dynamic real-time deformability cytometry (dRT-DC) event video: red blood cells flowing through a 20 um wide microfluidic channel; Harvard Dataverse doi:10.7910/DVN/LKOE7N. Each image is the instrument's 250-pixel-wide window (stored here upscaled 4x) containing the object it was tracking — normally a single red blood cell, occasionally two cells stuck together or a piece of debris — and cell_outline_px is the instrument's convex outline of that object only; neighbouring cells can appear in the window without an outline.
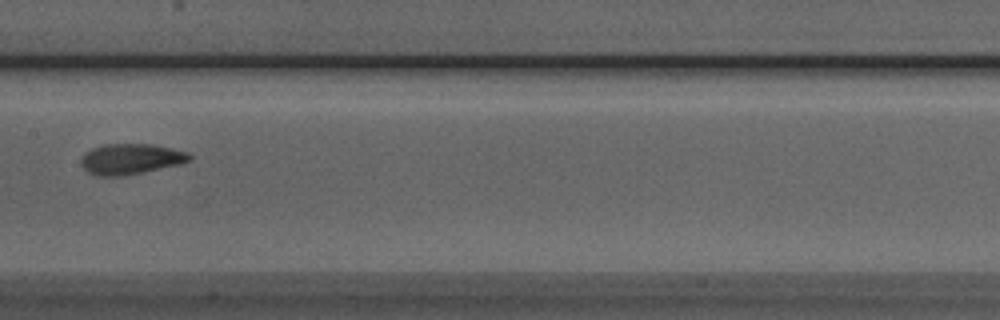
{"species": "Egyptian fruit bat (a non-hibernating species)", "species_latin": "Rousettus aegyptiacus", "temperature_condition": "room temperature", "stored_images_in_passage": 5, "camera_frame_rate_fps": 3000, "um_per_image_px": 0.085, "animal": {"sex": "male"}, "frame": {"image": 1, "passage_image": 4, "time_ms": 3.333, "image_size_px": [1000, 320], "cell_outline_px": [[192, 160], [180, 164], [144, 172], [120, 176], [96, 176], [88, 172], [80, 164], [80, 160], [84, 152], [92, 148], [104, 144], [152, 144], [172, 148], [188, 152], [192, 156]], "centroid_in_image_um": [11.11, 13.51], "position_along_channel_um": 196.3, "area_um2": 19.54}}
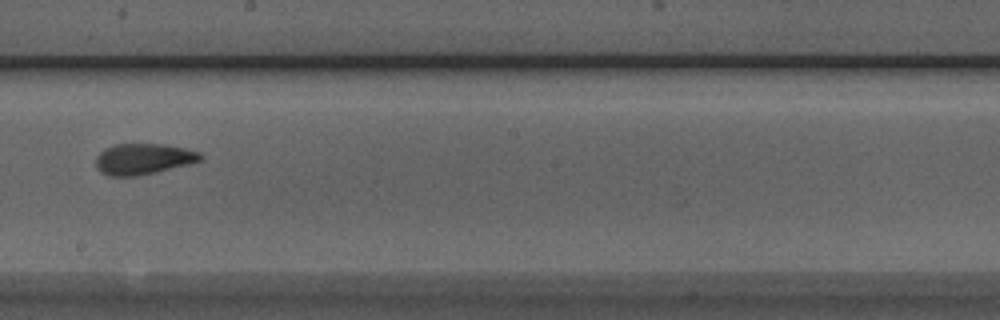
{"frame": {"image": 2, "passage_image": 5, "time_ms": 4.333, "image_size_px": [1000, 320], "cell_outline_px": [[204, 160], [156, 172], [136, 176], [108, 176], [100, 172], [96, 168], [96, 156], [104, 148], [116, 144], [164, 144], [184, 148], [200, 152], [204, 156]], "centroid_in_image_um": [12.18, 13.51], "position_along_channel_um": 236.0, "area_um2": 19.02}}